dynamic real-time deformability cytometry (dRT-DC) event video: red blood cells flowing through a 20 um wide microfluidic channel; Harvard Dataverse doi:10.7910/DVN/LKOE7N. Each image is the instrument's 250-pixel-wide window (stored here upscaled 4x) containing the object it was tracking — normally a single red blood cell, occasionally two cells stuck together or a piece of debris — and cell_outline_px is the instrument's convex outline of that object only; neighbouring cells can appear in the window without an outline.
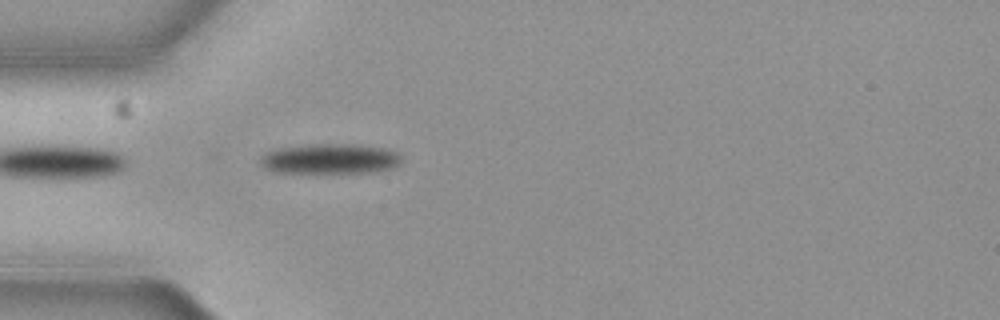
{"species": "common noctule bat (a hibernating species)", "species_latin": "Nyctalus noctula", "temperature_condition": "cold", "stored_images_in_passage": 5, "camera_frame_rate_fps": 3000, "um_per_image_px": 0.085, "animal": {"sex": "female", "body_mass_g": 19.3, "forearm_length_mm": 54.1}, "frame": {"image": 1, "passage_image": 5, "time_ms": 1.333, "image_size_px": [1000, 320], "cell_outline_px": [[400, 164], [392, 168], [380, 172], [276, 172], [264, 168], [260, 164], [260, 160], [268, 152], [280, 148], [312, 144], [352, 144], [384, 148], [396, 152], [400, 156]], "centroid_in_image_um": [28.09, 13.5], "position_along_channel_um": 56.9, "area_um2": 24.51}}